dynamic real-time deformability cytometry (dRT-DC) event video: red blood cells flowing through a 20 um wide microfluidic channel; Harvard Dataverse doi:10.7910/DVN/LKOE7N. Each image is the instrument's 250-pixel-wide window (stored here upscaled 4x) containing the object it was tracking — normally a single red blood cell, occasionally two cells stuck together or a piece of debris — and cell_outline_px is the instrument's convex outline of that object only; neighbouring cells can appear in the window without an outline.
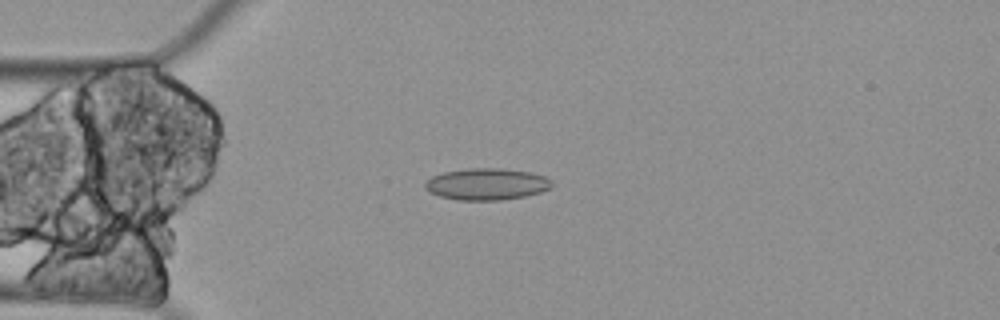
{"species": "Egyptian fruit bat (a non-hibernating species)", "species_latin": "Rousettus aegyptiacus", "temperature_condition": "cold", "stored_images_in_passage": 3, "camera_frame_rate_fps": 3000, "um_per_image_px": 0.085, "animal": {"sex": "female"}, "frame": {"image": 1, "passage_image": 3, "time_ms": 0.667, "image_size_px": [1000, 320], "cell_outline_px": [[552, 184], [548, 188], [540, 192], [524, 196], [500, 200], [456, 200], [440, 196], [424, 188], [424, 184], [432, 176], [444, 172], [468, 168], [500, 168], [528, 172], [544, 176], [552, 180]], "centroid_in_image_um": [41.35, 15.65], "position_along_channel_um": 43.7, "area_um2": 23.18}}